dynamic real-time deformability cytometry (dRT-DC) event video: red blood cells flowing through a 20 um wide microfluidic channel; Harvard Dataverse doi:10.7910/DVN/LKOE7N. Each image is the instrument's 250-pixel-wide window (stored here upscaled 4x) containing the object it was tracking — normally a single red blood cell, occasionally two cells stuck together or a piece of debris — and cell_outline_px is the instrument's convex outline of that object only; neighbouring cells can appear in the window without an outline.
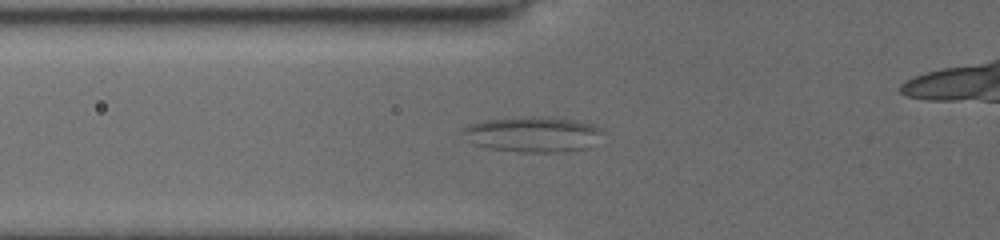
{"species": "common noctule bat (a hibernating species)", "species_latin": "Nyctalus noctula", "temperature_condition": "cold", "stored_images_in_passage": 36, "camera_frame_rate_fps": 3000, "um_per_image_px": 0.085, "animal": {"sex": "female", "body_mass_g": 19.5, "forearm_length_mm": 54.1}, "frame": {"image": 1, "passage_image": 14, "time_ms": 7.0, "image_size_px": [1000, 240], "cell_outline_px": [[604, 132], [584, 148], [560, 152], [520, 152], [488, 148], [476, 144], [460, 132], [468, 124], [484, 120], [516, 116], [540, 116], [576, 120], [592, 124], [600, 128]], "centroid_in_image_um": [45.24, 11.39], "position_along_channel_um": 80.6, "area_um2": 28.73}}
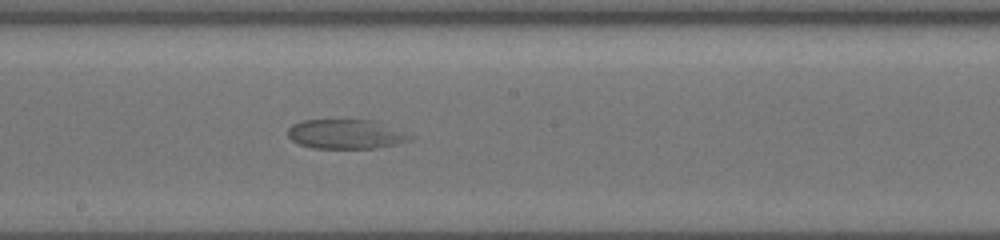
{"frame": {"image": 2, "passage_image": 20, "time_ms": 10.667, "image_size_px": [1000, 240], "cell_outline_px": [[416, 136], [412, 140], [376, 148], [312, 148], [300, 144], [292, 140], [288, 136], [288, 128], [292, 124], [304, 120], [372, 120]], "centroid_in_image_um": [29.4, 11.4], "position_along_channel_um": 218.8, "area_um2": 20.87}}
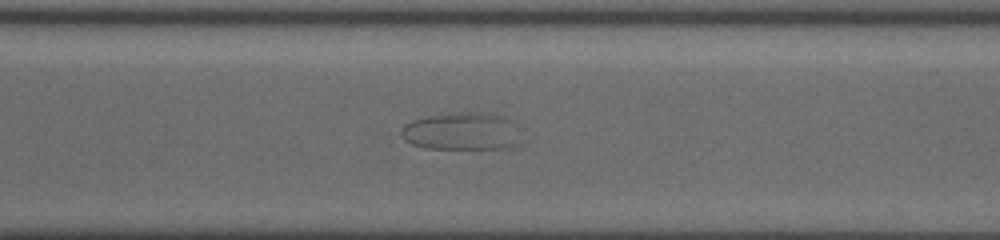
{"frame": {"image": 3, "passage_image": 27, "time_ms": 13.667, "image_size_px": [1000, 240], "cell_outline_px": [[516, 144], [500, 148], [424, 148], [412, 144], [404, 136], [404, 124], [412, 120], [428, 116], [460, 112], [480, 112], [504, 116], [516, 120]], "centroid_in_image_um": [39.27, 11.14], "position_along_channel_um": 331.3, "area_um2": 25.66}}